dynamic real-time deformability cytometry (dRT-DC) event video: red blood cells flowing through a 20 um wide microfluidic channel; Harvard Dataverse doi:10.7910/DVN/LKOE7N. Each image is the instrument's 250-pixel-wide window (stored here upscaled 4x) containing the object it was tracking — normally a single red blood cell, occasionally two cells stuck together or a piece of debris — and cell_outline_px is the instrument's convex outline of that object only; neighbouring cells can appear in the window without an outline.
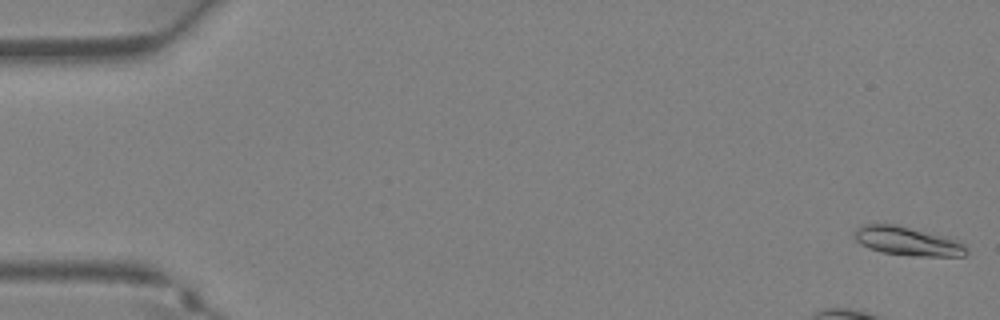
{"species": "Egyptian fruit bat (a non-hibernating species)", "species_latin": "Rousettus aegyptiacus", "temperature_condition": "warm", "stored_images_in_passage": 37, "camera_frame_rate_fps": 3000, "um_per_image_px": 0.085, "animal": {"sex": "female"}, "frame": {"image": 1, "passage_image": 1, "time_ms": 0.0, "image_size_px": [1000, 320], "cell_outline_px": [[968, 252], [964, 256], [912, 256], [884, 252], [868, 248], [860, 244], [852, 236], [856, 228], [864, 224], [896, 224], [960, 240], [968, 248]], "centroid_in_image_um": [77.15, 20.5], "position_along_channel_um": 7.9, "area_um2": 18.96}}